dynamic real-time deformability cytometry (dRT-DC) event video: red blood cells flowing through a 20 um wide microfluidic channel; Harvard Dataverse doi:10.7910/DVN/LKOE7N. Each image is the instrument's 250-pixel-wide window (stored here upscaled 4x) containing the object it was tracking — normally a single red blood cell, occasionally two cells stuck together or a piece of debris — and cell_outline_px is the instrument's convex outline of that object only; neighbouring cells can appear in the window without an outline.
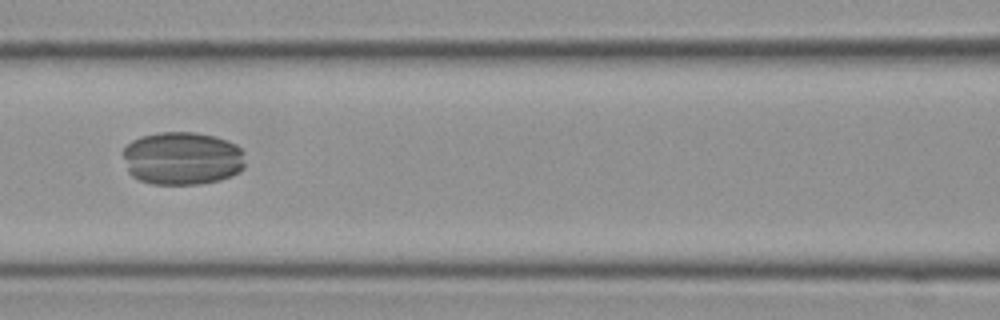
{"species": "Egyptian fruit bat (a non-hibernating species)", "species_latin": "Rousettus aegyptiacus", "temperature_condition": "cold", "stored_images_in_passage": 44, "camera_frame_rate_fps": 3000, "um_per_image_px": 0.085, "frame": {"image": 1, "passage_image": 24, "time_ms": 7.667, "image_size_px": [1000, 320], "cell_outline_px": [[244, 168], [220, 180], [196, 184], [152, 184], [140, 180], [132, 176], [128, 172], [124, 156], [124, 148], [132, 140], [140, 136], [160, 132], [192, 132], [216, 136], [228, 140], [236, 144], [244, 152]], "centroid_in_image_um": [15.49, 13.45], "position_along_channel_um": 151.1, "area_um2": 37.92}}
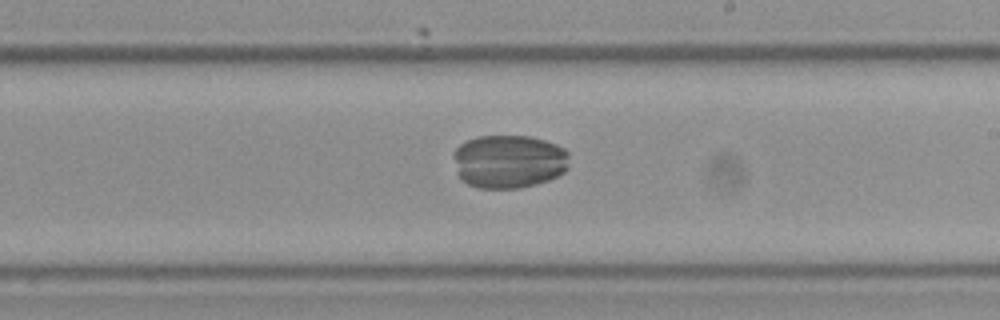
{"frame": {"image": 2, "passage_image": 32, "time_ms": 10.333, "image_size_px": [1000, 320], "cell_outline_px": [[568, 168], [564, 172], [548, 180], [520, 188], [480, 188], [468, 184], [460, 180], [456, 172], [456, 148], [460, 144], [468, 140], [480, 136], [532, 136], [556, 144], [564, 148], [568, 152]], "centroid_in_image_um": [43.27, 13.72], "position_along_channel_um": 245.7, "area_um2": 36.01}}
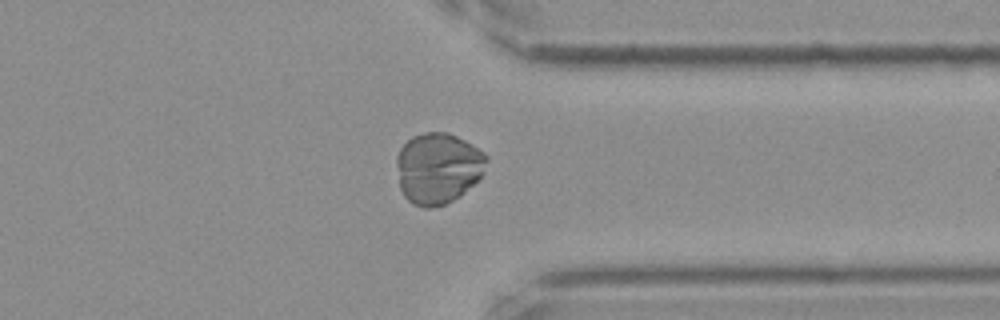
{"frame": {"image": 3, "passage_image": 43, "time_ms": 14.0, "image_size_px": [1000, 320], "cell_outline_px": [[488, 160], [484, 172], [460, 196], [444, 204], [428, 208], [424, 208], [412, 204], [404, 196], [400, 188], [396, 164], [396, 156], [400, 148], [412, 136], [424, 132], [448, 132], [464, 140], [484, 152], [488, 156]], "centroid_in_image_um": [37.21, 14.28], "position_along_channel_um": 374.2, "area_um2": 37.22}}